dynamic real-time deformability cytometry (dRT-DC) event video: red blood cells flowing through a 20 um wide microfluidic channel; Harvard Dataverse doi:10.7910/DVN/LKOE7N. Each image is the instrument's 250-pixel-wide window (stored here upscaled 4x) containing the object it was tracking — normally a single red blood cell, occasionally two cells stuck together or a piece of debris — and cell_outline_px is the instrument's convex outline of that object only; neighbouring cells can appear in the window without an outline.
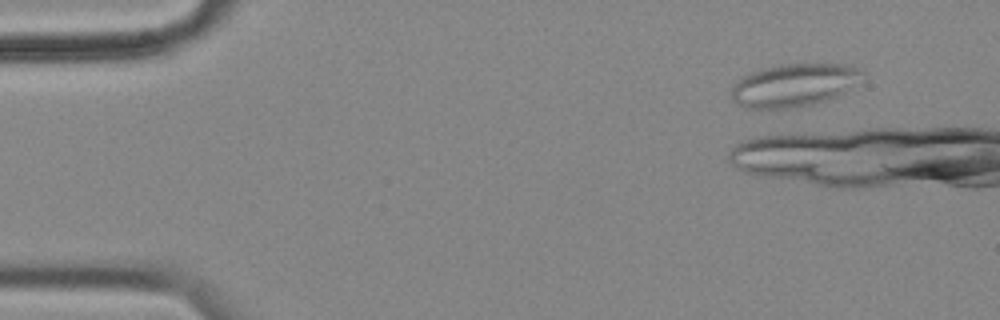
{"species": "common noctule bat (a hibernating species)", "species_latin": "Nyctalus noctula", "temperature_condition": "cold", "stored_images_in_passage": 2, "camera_frame_rate_fps": 3000, "um_per_image_px": 0.085, "animal": {"sex": "female", "body_mass_g": 18.4}, "frame": {"image": 1, "passage_image": 2, "time_ms": 0.333, "image_size_px": [1000, 320], "cell_outline_px": [[864, 80], [844, 92], [828, 100], [812, 104], [792, 108], [748, 108], [732, 100], [732, 88], [736, 80], [752, 72], [764, 68], [780, 64], [852, 64], [860, 68], [864, 72]], "centroid_in_image_um": [67.57, 7.22], "position_along_channel_um": 17.4, "area_um2": 32.95}}